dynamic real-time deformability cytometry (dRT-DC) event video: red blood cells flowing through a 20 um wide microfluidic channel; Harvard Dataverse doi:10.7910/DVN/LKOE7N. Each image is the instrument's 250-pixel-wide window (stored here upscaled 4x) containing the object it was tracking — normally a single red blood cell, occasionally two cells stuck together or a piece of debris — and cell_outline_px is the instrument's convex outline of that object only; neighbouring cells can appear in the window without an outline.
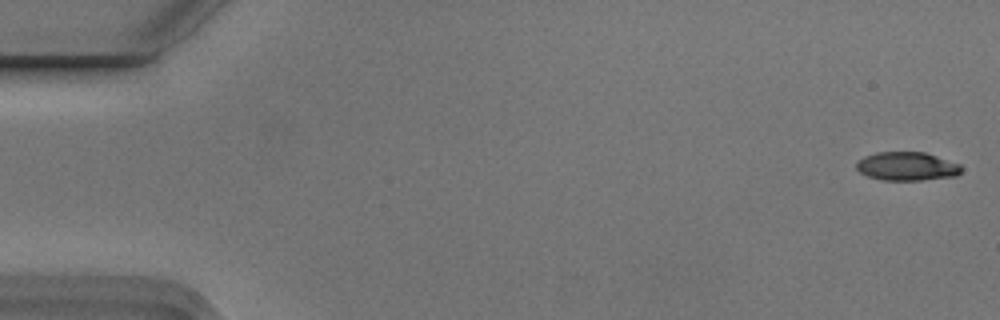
{"species": "Egyptian fruit bat (a non-hibernating species)", "species_latin": "Rousettus aegyptiacus", "temperature_condition": "cold", "stored_images_in_passage": 6, "camera_frame_rate_fps": 3000, "um_per_image_px": 0.085, "animal": {"sex": "male"}, "frame": {"image": 1, "passage_image": 1, "time_ms": 0.0, "image_size_px": [1000, 320], "cell_outline_px": [[960, 172], [956, 176], [920, 180], [884, 180], [868, 176], [860, 172], [856, 168], [856, 164], [864, 156], [876, 152], [924, 152], [960, 164]], "centroid_in_image_um": [77.07, 14.13], "position_along_channel_um": 7.9, "area_um2": 17.28}}
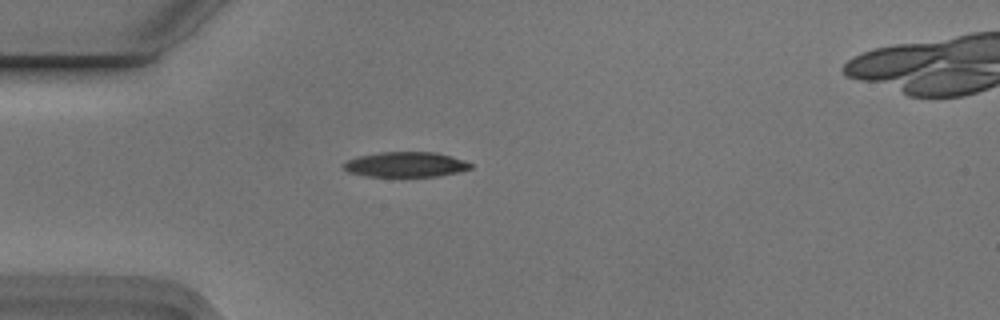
{"frame": {"image": 2, "passage_image": 5, "time_ms": 1.333, "image_size_px": [1000, 320], "cell_outline_px": [[472, 168], [460, 172], [440, 176], [364, 176], [348, 172], [340, 164], [356, 156], [380, 152], [436, 152], [452, 156], [464, 160], [472, 164]], "centroid_in_image_um": [34.48, 13.98], "position_along_channel_um": 50.5, "area_um2": 18.79}}